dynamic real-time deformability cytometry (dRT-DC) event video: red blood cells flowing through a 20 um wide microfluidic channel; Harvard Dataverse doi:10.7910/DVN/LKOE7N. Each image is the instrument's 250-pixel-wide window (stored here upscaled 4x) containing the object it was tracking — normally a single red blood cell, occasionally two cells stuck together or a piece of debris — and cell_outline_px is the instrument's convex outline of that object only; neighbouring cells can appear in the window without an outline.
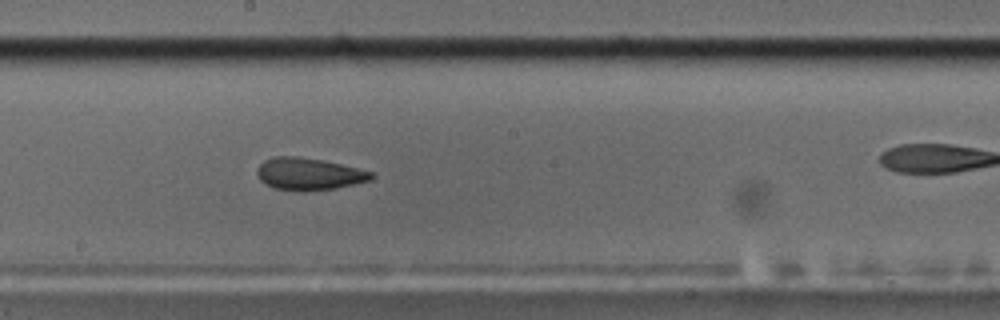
{"species": "common noctule bat (a hibernating species)", "species_latin": "Nyctalus noctula", "temperature_condition": "cold", "stored_images_in_passage": 10, "camera_frame_rate_fps": 3000, "um_per_image_px": 0.085, "animal": {"sex": "male", "body_mass_g": 17.5, "forearm_length_mm": 52.3}, "frame": {"image": 1, "passage_image": 10, "time_ms": 10.333, "image_size_px": [1000, 320], "cell_outline_px": [[376, 176], [372, 180], [336, 188], [304, 192], [300, 192], [272, 188], [264, 184], [256, 176], [256, 168], [264, 160], [272, 156], [296, 156], [320, 160], [340, 164], [372, 172]], "centroid_in_image_um": [26.2, 14.8], "position_along_channel_um": 222.0, "area_um2": 21.73}}